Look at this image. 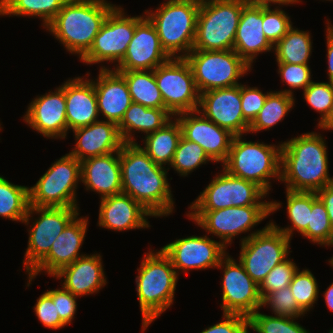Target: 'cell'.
<instances>
[{"mask_svg": "<svg viewBox=\"0 0 333 333\" xmlns=\"http://www.w3.org/2000/svg\"><path fill=\"white\" fill-rule=\"evenodd\" d=\"M29 208V187L15 185L0 175V216L23 222Z\"/></svg>", "mask_w": 333, "mask_h": 333, "instance_id": "obj_37", "label": "cell"}, {"mask_svg": "<svg viewBox=\"0 0 333 333\" xmlns=\"http://www.w3.org/2000/svg\"><path fill=\"white\" fill-rule=\"evenodd\" d=\"M172 118L165 108H148L132 102L118 124V130L124 143H137L133 136L135 133L142 132L146 136L162 128Z\"/></svg>", "mask_w": 333, "mask_h": 333, "instance_id": "obj_29", "label": "cell"}, {"mask_svg": "<svg viewBox=\"0 0 333 333\" xmlns=\"http://www.w3.org/2000/svg\"><path fill=\"white\" fill-rule=\"evenodd\" d=\"M323 139L320 133L306 132L282 142L280 181L286 189L317 192L333 182Z\"/></svg>", "mask_w": 333, "mask_h": 333, "instance_id": "obj_2", "label": "cell"}, {"mask_svg": "<svg viewBox=\"0 0 333 333\" xmlns=\"http://www.w3.org/2000/svg\"><path fill=\"white\" fill-rule=\"evenodd\" d=\"M326 46H327V62H328V81L333 83V25L326 21Z\"/></svg>", "mask_w": 333, "mask_h": 333, "instance_id": "obj_53", "label": "cell"}, {"mask_svg": "<svg viewBox=\"0 0 333 333\" xmlns=\"http://www.w3.org/2000/svg\"><path fill=\"white\" fill-rule=\"evenodd\" d=\"M89 74L85 78L78 76L64 81L67 133L99 120L94 79H87Z\"/></svg>", "mask_w": 333, "mask_h": 333, "instance_id": "obj_25", "label": "cell"}, {"mask_svg": "<svg viewBox=\"0 0 333 333\" xmlns=\"http://www.w3.org/2000/svg\"><path fill=\"white\" fill-rule=\"evenodd\" d=\"M188 207L190 210H217L232 207L231 174L223 168Z\"/></svg>", "mask_w": 333, "mask_h": 333, "instance_id": "obj_36", "label": "cell"}, {"mask_svg": "<svg viewBox=\"0 0 333 333\" xmlns=\"http://www.w3.org/2000/svg\"><path fill=\"white\" fill-rule=\"evenodd\" d=\"M115 6L106 0H68L44 29L81 59Z\"/></svg>", "mask_w": 333, "mask_h": 333, "instance_id": "obj_3", "label": "cell"}, {"mask_svg": "<svg viewBox=\"0 0 333 333\" xmlns=\"http://www.w3.org/2000/svg\"><path fill=\"white\" fill-rule=\"evenodd\" d=\"M329 263H330L331 266L333 267V257H331V259L329 260Z\"/></svg>", "mask_w": 333, "mask_h": 333, "instance_id": "obj_57", "label": "cell"}, {"mask_svg": "<svg viewBox=\"0 0 333 333\" xmlns=\"http://www.w3.org/2000/svg\"><path fill=\"white\" fill-rule=\"evenodd\" d=\"M62 289H54L45 291L56 304L57 313L61 321L65 324H71L77 312V296L69 292L63 286Z\"/></svg>", "mask_w": 333, "mask_h": 333, "instance_id": "obj_49", "label": "cell"}, {"mask_svg": "<svg viewBox=\"0 0 333 333\" xmlns=\"http://www.w3.org/2000/svg\"><path fill=\"white\" fill-rule=\"evenodd\" d=\"M23 121L45 138L65 139L67 136L64 83L53 92L37 96L29 103Z\"/></svg>", "mask_w": 333, "mask_h": 333, "instance_id": "obj_21", "label": "cell"}, {"mask_svg": "<svg viewBox=\"0 0 333 333\" xmlns=\"http://www.w3.org/2000/svg\"><path fill=\"white\" fill-rule=\"evenodd\" d=\"M161 250L169 257L177 275L186 272L216 268L228 254L227 248L208 235L179 238L163 246Z\"/></svg>", "mask_w": 333, "mask_h": 333, "instance_id": "obj_16", "label": "cell"}, {"mask_svg": "<svg viewBox=\"0 0 333 333\" xmlns=\"http://www.w3.org/2000/svg\"><path fill=\"white\" fill-rule=\"evenodd\" d=\"M68 0H0V16L40 18L45 28Z\"/></svg>", "mask_w": 333, "mask_h": 333, "instance_id": "obj_33", "label": "cell"}, {"mask_svg": "<svg viewBox=\"0 0 333 333\" xmlns=\"http://www.w3.org/2000/svg\"><path fill=\"white\" fill-rule=\"evenodd\" d=\"M290 288L298 306L307 314L313 308L319 295L315 276L309 269L295 272Z\"/></svg>", "mask_w": 333, "mask_h": 333, "instance_id": "obj_41", "label": "cell"}, {"mask_svg": "<svg viewBox=\"0 0 333 333\" xmlns=\"http://www.w3.org/2000/svg\"><path fill=\"white\" fill-rule=\"evenodd\" d=\"M77 215L56 238L49 253L27 274V286L41 272L53 277L62 268L76 261L86 237L88 218ZM43 270V271H42Z\"/></svg>", "mask_w": 333, "mask_h": 333, "instance_id": "obj_19", "label": "cell"}, {"mask_svg": "<svg viewBox=\"0 0 333 333\" xmlns=\"http://www.w3.org/2000/svg\"><path fill=\"white\" fill-rule=\"evenodd\" d=\"M223 269V313L250 317L262 306L259 285L246 273L243 265L227 254L216 267Z\"/></svg>", "mask_w": 333, "mask_h": 333, "instance_id": "obj_15", "label": "cell"}, {"mask_svg": "<svg viewBox=\"0 0 333 333\" xmlns=\"http://www.w3.org/2000/svg\"><path fill=\"white\" fill-rule=\"evenodd\" d=\"M319 129L325 130H333V102L331 104L330 111L327 117L320 123L317 124Z\"/></svg>", "mask_w": 333, "mask_h": 333, "instance_id": "obj_55", "label": "cell"}, {"mask_svg": "<svg viewBox=\"0 0 333 333\" xmlns=\"http://www.w3.org/2000/svg\"><path fill=\"white\" fill-rule=\"evenodd\" d=\"M281 202L271 201V205L232 206L217 210H190L186 214L195 224L220 238L227 248L235 236L247 233L267 216L279 210ZM228 244V245H227Z\"/></svg>", "mask_w": 333, "mask_h": 333, "instance_id": "obj_8", "label": "cell"}, {"mask_svg": "<svg viewBox=\"0 0 333 333\" xmlns=\"http://www.w3.org/2000/svg\"><path fill=\"white\" fill-rule=\"evenodd\" d=\"M311 38L309 31L292 26L274 45L276 62L308 65L313 47Z\"/></svg>", "mask_w": 333, "mask_h": 333, "instance_id": "obj_32", "label": "cell"}, {"mask_svg": "<svg viewBox=\"0 0 333 333\" xmlns=\"http://www.w3.org/2000/svg\"><path fill=\"white\" fill-rule=\"evenodd\" d=\"M310 242L327 246L333 242V232L330 226L328 212L324 204L317 197L316 192H312V210L310 212V222L307 231L302 235Z\"/></svg>", "mask_w": 333, "mask_h": 333, "instance_id": "obj_39", "label": "cell"}, {"mask_svg": "<svg viewBox=\"0 0 333 333\" xmlns=\"http://www.w3.org/2000/svg\"><path fill=\"white\" fill-rule=\"evenodd\" d=\"M325 303L328 309L333 312V283L323 293Z\"/></svg>", "mask_w": 333, "mask_h": 333, "instance_id": "obj_56", "label": "cell"}, {"mask_svg": "<svg viewBox=\"0 0 333 333\" xmlns=\"http://www.w3.org/2000/svg\"><path fill=\"white\" fill-rule=\"evenodd\" d=\"M122 193L131 196L153 217L169 216L174 200L166 166L152 161L137 143H124L120 149Z\"/></svg>", "mask_w": 333, "mask_h": 333, "instance_id": "obj_1", "label": "cell"}, {"mask_svg": "<svg viewBox=\"0 0 333 333\" xmlns=\"http://www.w3.org/2000/svg\"><path fill=\"white\" fill-rule=\"evenodd\" d=\"M78 182H81V162L67 153L29 187V206L78 207Z\"/></svg>", "mask_w": 333, "mask_h": 333, "instance_id": "obj_9", "label": "cell"}, {"mask_svg": "<svg viewBox=\"0 0 333 333\" xmlns=\"http://www.w3.org/2000/svg\"><path fill=\"white\" fill-rule=\"evenodd\" d=\"M145 16L125 15L124 8L115 6L100 31L95 36L89 51L80 59L83 64H97L102 62L119 63L133 37L136 24Z\"/></svg>", "mask_w": 333, "mask_h": 333, "instance_id": "obj_14", "label": "cell"}, {"mask_svg": "<svg viewBox=\"0 0 333 333\" xmlns=\"http://www.w3.org/2000/svg\"><path fill=\"white\" fill-rule=\"evenodd\" d=\"M224 318L200 333H249L248 317L239 314L223 313Z\"/></svg>", "mask_w": 333, "mask_h": 333, "instance_id": "obj_51", "label": "cell"}, {"mask_svg": "<svg viewBox=\"0 0 333 333\" xmlns=\"http://www.w3.org/2000/svg\"><path fill=\"white\" fill-rule=\"evenodd\" d=\"M267 195L254 182L231 175V202L233 206L271 205V201H262Z\"/></svg>", "mask_w": 333, "mask_h": 333, "instance_id": "obj_42", "label": "cell"}, {"mask_svg": "<svg viewBox=\"0 0 333 333\" xmlns=\"http://www.w3.org/2000/svg\"><path fill=\"white\" fill-rule=\"evenodd\" d=\"M268 93H263L258 87L241 84V108L244 120L249 125L264 106Z\"/></svg>", "mask_w": 333, "mask_h": 333, "instance_id": "obj_48", "label": "cell"}, {"mask_svg": "<svg viewBox=\"0 0 333 333\" xmlns=\"http://www.w3.org/2000/svg\"><path fill=\"white\" fill-rule=\"evenodd\" d=\"M246 6H259V7H268L273 5H293L299 3L300 0H240Z\"/></svg>", "mask_w": 333, "mask_h": 333, "instance_id": "obj_54", "label": "cell"}, {"mask_svg": "<svg viewBox=\"0 0 333 333\" xmlns=\"http://www.w3.org/2000/svg\"><path fill=\"white\" fill-rule=\"evenodd\" d=\"M33 310L38 320L46 328L57 330L66 326L57 313L56 304H54L52 298L46 292L37 298Z\"/></svg>", "mask_w": 333, "mask_h": 333, "instance_id": "obj_50", "label": "cell"}, {"mask_svg": "<svg viewBox=\"0 0 333 333\" xmlns=\"http://www.w3.org/2000/svg\"><path fill=\"white\" fill-rule=\"evenodd\" d=\"M234 136L226 161L221 164L229 174L254 182L267 194L271 179H281V148L279 145L252 142ZM270 181V182H269Z\"/></svg>", "mask_w": 333, "mask_h": 333, "instance_id": "obj_5", "label": "cell"}, {"mask_svg": "<svg viewBox=\"0 0 333 333\" xmlns=\"http://www.w3.org/2000/svg\"><path fill=\"white\" fill-rule=\"evenodd\" d=\"M99 206V227L119 232L150 227L153 215L125 193L102 198Z\"/></svg>", "mask_w": 333, "mask_h": 333, "instance_id": "obj_22", "label": "cell"}, {"mask_svg": "<svg viewBox=\"0 0 333 333\" xmlns=\"http://www.w3.org/2000/svg\"><path fill=\"white\" fill-rule=\"evenodd\" d=\"M74 149L69 152L80 162L84 159L120 151L124 144L118 125L111 121L98 120L88 126L73 130Z\"/></svg>", "mask_w": 333, "mask_h": 333, "instance_id": "obj_24", "label": "cell"}, {"mask_svg": "<svg viewBox=\"0 0 333 333\" xmlns=\"http://www.w3.org/2000/svg\"><path fill=\"white\" fill-rule=\"evenodd\" d=\"M197 110L234 136L248 134L249 124L241 108V84L201 93Z\"/></svg>", "mask_w": 333, "mask_h": 333, "instance_id": "obj_17", "label": "cell"}, {"mask_svg": "<svg viewBox=\"0 0 333 333\" xmlns=\"http://www.w3.org/2000/svg\"><path fill=\"white\" fill-rule=\"evenodd\" d=\"M181 127L182 137L199 144L212 162L224 163L234 135L205 118L198 110L174 116Z\"/></svg>", "mask_w": 333, "mask_h": 333, "instance_id": "obj_18", "label": "cell"}, {"mask_svg": "<svg viewBox=\"0 0 333 333\" xmlns=\"http://www.w3.org/2000/svg\"><path fill=\"white\" fill-rule=\"evenodd\" d=\"M244 6L240 0L200 1L193 49L233 50Z\"/></svg>", "mask_w": 333, "mask_h": 333, "instance_id": "obj_7", "label": "cell"}, {"mask_svg": "<svg viewBox=\"0 0 333 333\" xmlns=\"http://www.w3.org/2000/svg\"><path fill=\"white\" fill-rule=\"evenodd\" d=\"M95 80L93 84L99 116L118 125L132 103L125 78L114 69L111 70L109 66L103 65Z\"/></svg>", "mask_w": 333, "mask_h": 333, "instance_id": "obj_23", "label": "cell"}, {"mask_svg": "<svg viewBox=\"0 0 333 333\" xmlns=\"http://www.w3.org/2000/svg\"><path fill=\"white\" fill-rule=\"evenodd\" d=\"M258 309L248 318V328L256 333H310L296 317L266 315Z\"/></svg>", "mask_w": 333, "mask_h": 333, "instance_id": "obj_40", "label": "cell"}, {"mask_svg": "<svg viewBox=\"0 0 333 333\" xmlns=\"http://www.w3.org/2000/svg\"><path fill=\"white\" fill-rule=\"evenodd\" d=\"M278 74H280L281 81L286 83L290 89L280 90V92L294 96L293 89H303V91L313 81L311 78V68L309 65L291 64V63H277Z\"/></svg>", "mask_w": 333, "mask_h": 333, "instance_id": "obj_47", "label": "cell"}, {"mask_svg": "<svg viewBox=\"0 0 333 333\" xmlns=\"http://www.w3.org/2000/svg\"><path fill=\"white\" fill-rule=\"evenodd\" d=\"M102 256L99 253L79 257L62 268L53 278L63 279L61 284L75 296L92 295L107 284Z\"/></svg>", "mask_w": 333, "mask_h": 333, "instance_id": "obj_27", "label": "cell"}, {"mask_svg": "<svg viewBox=\"0 0 333 333\" xmlns=\"http://www.w3.org/2000/svg\"><path fill=\"white\" fill-rule=\"evenodd\" d=\"M126 80L132 102L148 108H165L154 70L117 71Z\"/></svg>", "mask_w": 333, "mask_h": 333, "instance_id": "obj_31", "label": "cell"}, {"mask_svg": "<svg viewBox=\"0 0 333 333\" xmlns=\"http://www.w3.org/2000/svg\"><path fill=\"white\" fill-rule=\"evenodd\" d=\"M136 291L142 315V332L173 305L178 277L169 257L160 249L145 253L137 268ZM172 304V305H171Z\"/></svg>", "mask_w": 333, "mask_h": 333, "instance_id": "obj_4", "label": "cell"}, {"mask_svg": "<svg viewBox=\"0 0 333 333\" xmlns=\"http://www.w3.org/2000/svg\"><path fill=\"white\" fill-rule=\"evenodd\" d=\"M171 57L162 48L156 28L145 15L135 27L123 59L115 71L154 70Z\"/></svg>", "mask_w": 333, "mask_h": 333, "instance_id": "obj_20", "label": "cell"}, {"mask_svg": "<svg viewBox=\"0 0 333 333\" xmlns=\"http://www.w3.org/2000/svg\"><path fill=\"white\" fill-rule=\"evenodd\" d=\"M270 306L274 315L299 318L306 314L294 299L290 286L269 293L262 300V307Z\"/></svg>", "mask_w": 333, "mask_h": 333, "instance_id": "obj_46", "label": "cell"}, {"mask_svg": "<svg viewBox=\"0 0 333 333\" xmlns=\"http://www.w3.org/2000/svg\"><path fill=\"white\" fill-rule=\"evenodd\" d=\"M174 119V120H173ZM182 137L178 120L173 117L162 128L144 137L141 147L152 161L158 165H170Z\"/></svg>", "mask_w": 333, "mask_h": 333, "instance_id": "obj_30", "label": "cell"}, {"mask_svg": "<svg viewBox=\"0 0 333 333\" xmlns=\"http://www.w3.org/2000/svg\"><path fill=\"white\" fill-rule=\"evenodd\" d=\"M297 270L296 263L288 257L277 264L259 285L261 299L263 300L269 293L288 287Z\"/></svg>", "mask_w": 333, "mask_h": 333, "instance_id": "obj_43", "label": "cell"}, {"mask_svg": "<svg viewBox=\"0 0 333 333\" xmlns=\"http://www.w3.org/2000/svg\"><path fill=\"white\" fill-rule=\"evenodd\" d=\"M81 182L100 199L122 193L120 151L81 161Z\"/></svg>", "mask_w": 333, "mask_h": 333, "instance_id": "obj_26", "label": "cell"}, {"mask_svg": "<svg viewBox=\"0 0 333 333\" xmlns=\"http://www.w3.org/2000/svg\"><path fill=\"white\" fill-rule=\"evenodd\" d=\"M154 77L165 109L173 117L198 109L200 93L197 90L190 64L185 58L171 57L154 69Z\"/></svg>", "mask_w": 333, "mask_h": 333, "instance_id": "obj_13", "label": "cell"}, {"mask_svg": "<svg viewBox=\"0 0 333 333\" xmlns=\"http://www.w3.org/2000/svg\"><path fill=\"white\" fill-rule=\"evenodd\" d=\"M209 161L212 160L199 144L181 137L169 167H173L180 176L186 177Z\"/></svg>", "mask_w": 333, "mask_h": 333, "instance_id": "obj_38", "label": "cell"}, {"mask_svg": "<svg viewBox=\"0 0 333 333\" xmlns=\"http://www.w3.org/2000/svg\"><path fill=\"white\" fill-rule=\"evenodd\" d=\"M303 97L312 109L319 112L320 124L327 117L333 102V83L312 81L303 91Z\"/></svg>", "mask_w": 333, "mask_h": 333, "instance_id": "obj_45", "label": "cell"}, {"mask_svg": "<svg viewBox=\"0 0 333 333\" xmlns=\"http://www.w3.org/2000/svg\"><path fill=\"white\" fill-rule=\"evenodd\" d=\"M293 106H295L294 96L280 91H270L264 106L249 125L248 133L270 130L285 118Z\"/></svg>", "mask_w": 333, "mask_h": 333, "instance_id": "obj_34", "label": "cell"}, {"mask_svg": "<svg viewBox=\"0 0 333 333\" xmlns=\"http://www.w3.org/2000/svg\"><path fill=\"white\" fill-rule=\"evenodd\" d=\"M239 262L258 284L289 255L290 239L270 222L261 229L241 238Z\"/></svg>", "mask_w": 333, "mask_h": 333, "instance_id": "obj_11", "label": "cell"}, {"mask_svg": "<svg viewBox=\"0 0 333 333\" xmlns=\"http://www.w3.org/2000/svg\"><path fill=\"white\" fill-rule=\"evenodd\" d=\"M33 214L39 217L33 220L30 218ZM77 215H80L79 207L29 206L22 222L28 225L29 220L32 219L30 230H28V247L22 262L27 274L49 253L56 238Z\"/></svg>", "mask_w": 333, "mask_h": 333, "instance_id": "obj_12", "label": "cell"}, {"mask_svg": "<svg viewBox=\"0 0 333 333\" xmlns=\"http://www.w3.org/2000/svg\"><path fill=\"white\" fill-rule=\"evenodd\" d=\"M193 72L198 92L239 85L251 67L234 50L192 49L185 57Z\"/></svg>", "mask_w": 333, "mask_h": 333, "instance_id": "obj_10", "label": "cell"}, {"mask_svg": "<svg viewBox=\"0 0 333 333\" xmlns=\"http://www.w3.org/2000/svg\"><path fill=\"white\" fill-rule=\"evenodd\" d=\"M278 7L275 6L274 9L271 6L263 7V32L273 46L283 38L293 25L290 16L281 10V7Z\"/></svg>", "mask_w": 333, "mask_h": 333, "instance_id": "obj_44", "label": "cell"}, {"mask_svg": "<svg viewBox=\"0 0 333 333\" xmlns=\"http://www.w3.org/2000/svg\"><path fill=\"white\" fill-rule=\"evenodd\" d=\"M263 7L244 6L236 30L233 50L251 67L260 53L272 52L274 46L263 32Z\"/></svg>", "mask_w": 333, "mask_h": 333, "instance_id": "obj_28", "label": "cell"}, {"mask_svg": "<svg viewBox=\"0 0 333 333\" xmlns=\"http://www.w3.org/2000/svg\"><path fill=\"white\" fill-rule=\"evenodd\" d=\"M199 8L198 0H168L156 11L145 10L170 57L184 58L193 49Z\"/></svg>", "mask_w": 333, "mask_h": 333, "instance_id": "obj_6", "label": "cell"}, {"mask_svg": "<svg viewBox=\"0 0 333 333\" xmlns=\"http://www.w3.org/2000/svg\"><path fill=\"white\" fill-rule=\"evenodd\" d=\"M317 197L324 204L325 209L328 212L330 226L333 232V182L326 185L324 188L316 192ZM327 246H333V242Z\"/></svg>", "mask_w": 333, "mask_h": 333, "instance_id": "obj_52", "label": "cell"}, {"mask_svg": "<svg viewBox=\"0 0 333 333\" xmlns=\"http://www.w3.org/2000/svg\"><path fill=\"white\" fill-rule=\"evenodd\" d=\"M286 210L288 220L292 226L278 227L275 222H270L275 228L283 232L290 240L293 231L303 235L307 231L310 222V212L312 210V192L291 191L286 189Z\"/></svg>", "mask_w": 333, "mask_h": 333, "instance_id": "obj_35", "label": "cell"}]
</instances>
